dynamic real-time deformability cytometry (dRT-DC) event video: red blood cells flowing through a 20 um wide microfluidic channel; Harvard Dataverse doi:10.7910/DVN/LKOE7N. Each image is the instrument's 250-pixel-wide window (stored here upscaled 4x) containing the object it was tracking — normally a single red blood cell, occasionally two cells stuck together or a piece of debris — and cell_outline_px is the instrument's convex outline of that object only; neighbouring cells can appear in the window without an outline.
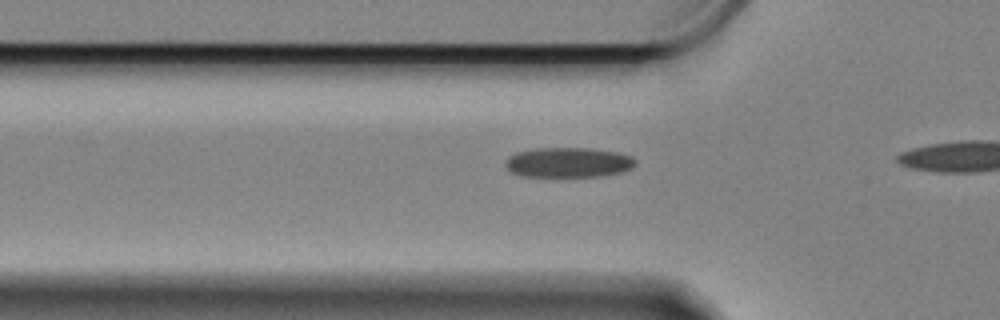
{"species": "Egyptian fruit bat (a non-hibernating species)", "species_latin": "Rousettus aegyptiacus", "temperature_condition": "cold", "stored_images_in_passage": 10, "camera_frame_rate_fps": 3000, "um_per_image_px": 0.085, "animal": {"sex": "female"}, "frame": {"image": 1, "passage_image": 7, "time_ms": 2.0, "image_size_px": [1000, 320], "cell_outline_px": [[636, 164], [632, 168], [620, 172], [600, 176], [520, 176], [512, 172], [504, 164], [516, 152], [536, 148], [592, 148], [616, 152], [632, 156], [636, 160]], "centroid_in_image_um": [48.34, 13.8], "position_along_channel_um": 77.5, "area_um2": 22.54}}